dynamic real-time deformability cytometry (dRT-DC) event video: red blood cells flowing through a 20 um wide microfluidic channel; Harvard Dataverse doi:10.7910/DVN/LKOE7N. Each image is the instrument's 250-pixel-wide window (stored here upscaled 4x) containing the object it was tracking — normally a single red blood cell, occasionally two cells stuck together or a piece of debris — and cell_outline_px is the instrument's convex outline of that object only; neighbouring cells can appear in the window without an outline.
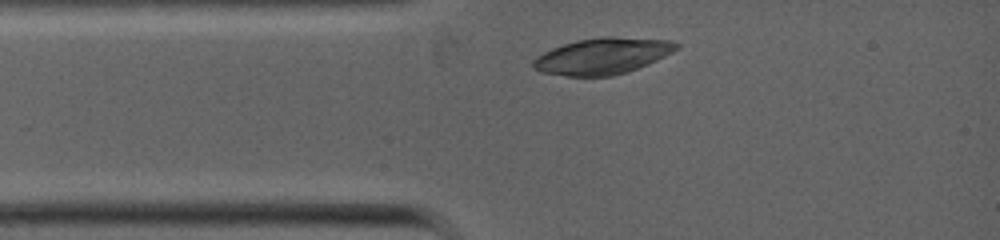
{"species": "common noctule bat (a hibernating species)", "species_latin": "Nyctalus noctula", "temperature_condition": "warm", "stored_images_in_passage": 15, "camera_frame_rate_fps": 5000, "um_per_image_px": 0.085, "animal": {"sex": "female", "body_mass_g": 19.0, "forearm_length_mm": 53.3}, "frame": {"image": 1, "passage_image": 1, "time_ms": 0.0, "image_size_px": [1000, 240], "cell_outline_px": [[680, 48], [648, 64], [612, 76], [568, 76], [540, 72], [532, 68], [532, 60], [536, 56], [552, 48], [576, 40], [604, 36], [612, 36], [672, 40], [680, 44]], "centroid_in_image_um": [51.2, 4.75], "position_along_channel_um": 33.8, "area_um2": 30.35}}
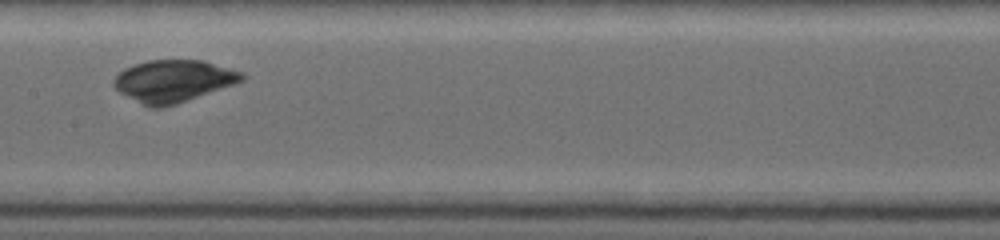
{"frame": {"image": 2, "passage_image": 5, "time_ms": 3.4, "image_size_px": [1000, 240], "cell_outline_px": [[244, 80], [236, 84], [164, 108], [148, 108], [120, 92], [112, 84], [112, 80], [124, 68], [132, 64], [148, 60], [204, 60], [244, 72]], "centroid_in_image_um": [14.74, 6.88], "position_along_channel_um": 192.7, "area_um2": 31.73}}
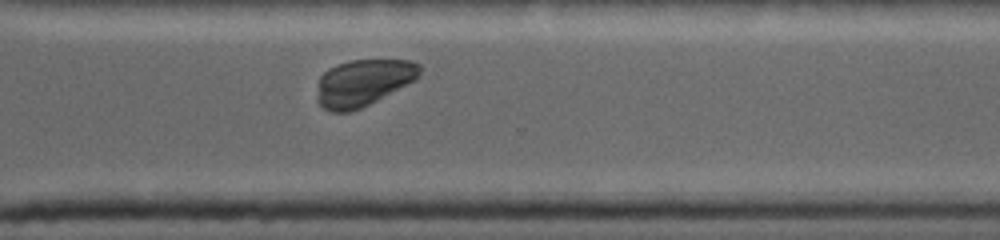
{"frame": {"image": 3, "passage_image": 12, "time_ms": 6.4, "image_size_px": [1000, 240], "cell_outline_px": [[420, 76], [416, 80], [352, 112], [328, 112], [316, 100], [320, 76], [328, 68], [336, 64], [348, 60], [412, 60], [420, 64]], "centroid_in_image_um": [30.86, 7.02], "position_along_channel_um": 339.7, "area_um2": 28.03}}